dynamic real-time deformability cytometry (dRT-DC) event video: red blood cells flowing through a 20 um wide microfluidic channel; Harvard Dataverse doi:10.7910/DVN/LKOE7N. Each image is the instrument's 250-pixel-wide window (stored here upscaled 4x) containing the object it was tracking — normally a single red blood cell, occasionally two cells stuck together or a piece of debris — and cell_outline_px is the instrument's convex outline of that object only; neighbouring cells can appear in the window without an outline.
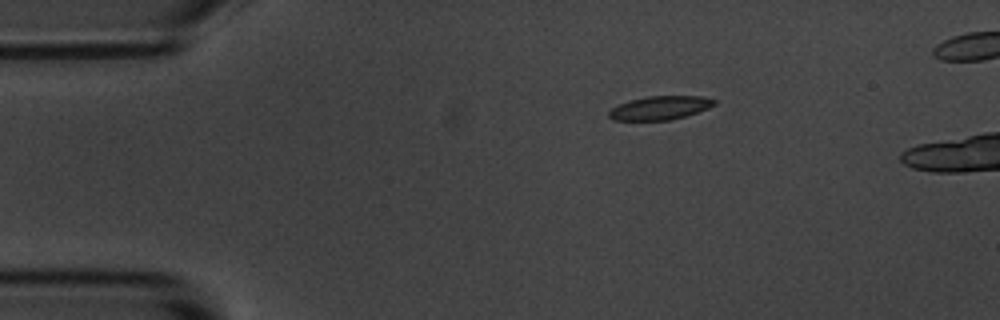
{"species": "common noctule bat (a hibernating species)", "species_latin": "Nyctalus noctula", "temperature_condition": "room temperature", "stored_images_in_passage": 3, "camera_frame_rate_fps": 3000, "um_per_image_px": 0.085, "animal": {"sex": "male", "body_mass_g": 20.1, "forearm_length_mm": 53.5}, "frame": {"image": 1, "passage_image": 1, "time_ms": 0.0, "image_size_px": [1000, 320], "cell_outline_px": [[716, 104], [708, 108], [672, 120], [612, 120], [608, 116], [608, 112], [612, 108], [628, 100], [648, 96], [700, 96], [716, 100]], "centroid_in_image_um": [56.08, 9.17], "position_along_channel_um": 28.9, "area_um2": 14.45}}